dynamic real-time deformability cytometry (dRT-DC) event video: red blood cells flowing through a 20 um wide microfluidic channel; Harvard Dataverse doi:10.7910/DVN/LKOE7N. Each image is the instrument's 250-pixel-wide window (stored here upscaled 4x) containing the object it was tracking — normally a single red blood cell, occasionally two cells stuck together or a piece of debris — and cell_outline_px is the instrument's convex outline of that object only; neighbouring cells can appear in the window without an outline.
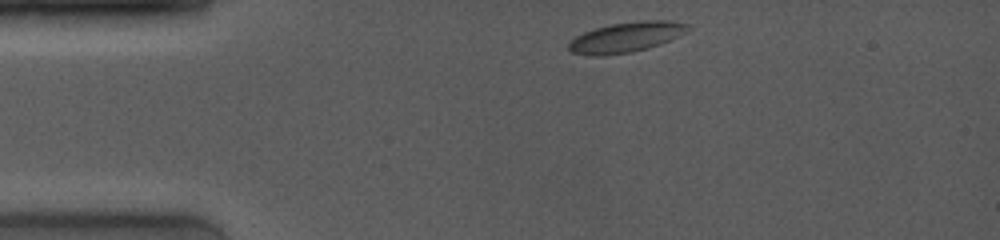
{"species": "common noctule bat (a hibernating species)", "species_latin": "Nyctalus noctula", "temperature_condition": "room temperature", "stored_images_in_passage": 8, "camera_frame_rate_fps": 4000, "um_per_image_px": 0.085, "animal": {"sex": "female", "body_mass_g": 19.0, "forearm_length_mm": 53.3}, "frame": {"image": 1, "passage_image": 1, "time_ms": 0.0, "image_size_px": [1000, 240], "cell_outline_px": [[692, 28], [688, 32], [660, 44], [648, 48], [632, 52], [604, 56], [588, 56], [572, 52], [568, 48], [568, 44], [576, 36], [584, 32], [596, 28], [612, 24], [640, 20], [668, 20], [688, 24]], "centroid_in_image_um": [53.25, 3.16], "position_along_channel_um": 31.7, "area_um2": 21.1}}
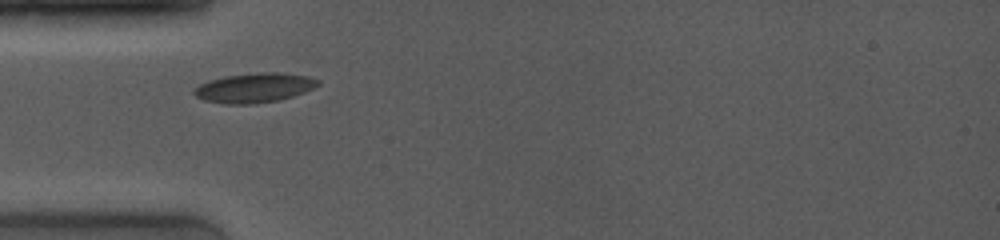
{"frame": {"image": 2, "passage_image": 6, "time_ms": 2.0, "image_size_px": [1000, 240], "cell_outline_px": [[320, 84], [304, 92], [280, 100], [252, 104], [224, 104], [204, 100], [196, 96], [192, 92], [200, 84], [208, 80], [224, 76], [264, 72], [276, 72], [308, 76], [320, 80]], "centroid_in_image_um": [21.61, 7.46], "position_along_channel_um": 63.4, "area_um2": 21.27}}